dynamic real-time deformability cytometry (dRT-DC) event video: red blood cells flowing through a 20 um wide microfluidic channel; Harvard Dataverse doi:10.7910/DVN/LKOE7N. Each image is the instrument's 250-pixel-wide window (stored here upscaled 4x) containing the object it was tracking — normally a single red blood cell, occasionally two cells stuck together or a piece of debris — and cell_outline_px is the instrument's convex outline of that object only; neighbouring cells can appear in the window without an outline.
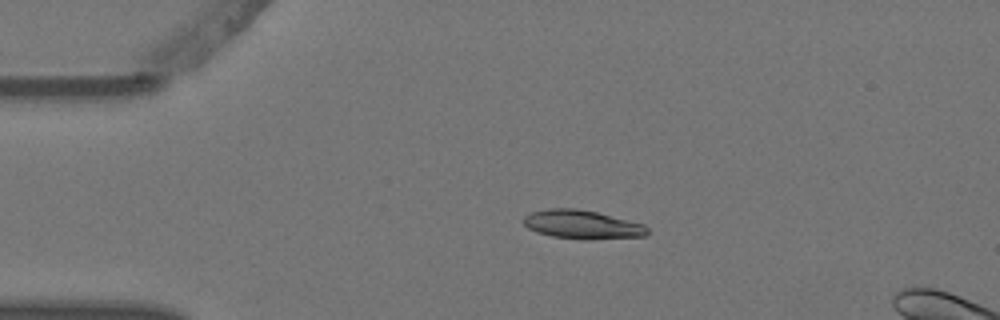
{"species": "Egyptian fruit bat (a non-hibernating species)", "species_latin": "Rousettus aegyptiacus", "temperature_condition": "warm", "stored_images_in_passage": 5, "camera_frame_rate_fps": 3000, "um_per_image_px": 0.085, "animal": {"sex": "female"}, "frame": {"image": 1, "passage_image": 4, "time_ms": 1.0, "image_size_px": [1000, 320], "cell_outline_px": [[648, 232], [644, 236], [588, 240], [584, 240], [552, 236], [536, 232], [528, 228], [524, 224], [524, 216], [528, 212], [548, 208], [576, 208], [596, 212], [644, 224], [648, 228]], "centroid_in_image_um": [49.45, 19.08], "position_along_channel_um": 35.5, "area_um2": 20.81}}